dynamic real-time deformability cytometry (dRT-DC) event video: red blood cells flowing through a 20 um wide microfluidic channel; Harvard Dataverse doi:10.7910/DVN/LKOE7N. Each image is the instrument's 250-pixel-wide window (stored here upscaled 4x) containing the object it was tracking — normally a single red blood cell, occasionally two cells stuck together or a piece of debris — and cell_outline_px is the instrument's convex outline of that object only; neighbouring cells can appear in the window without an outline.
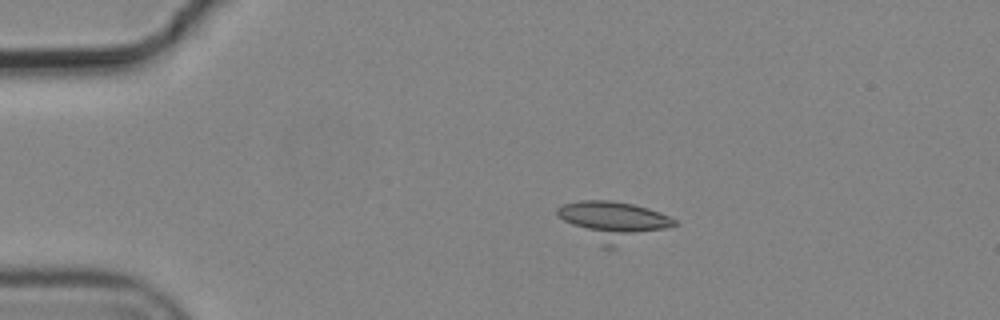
{"species": "common noctule bat (a hibernating species)", "species_latin": "Nyctalus noctula", "temperature_condition": "cold", "stored_images_in_passage": 7, "camera_frame_rate_fps": 3000, "um_per_image_px": 0.085, "animal": {"sex": "male", "body_mass_g": 19.2, "forearm_length_mm": 51.8}, "frame": {"image": 1, "passage_image": 4, "time_ms": 1.0, "image_size_px": [1000, 320], "cell_outline_px": [[676, 224], [616, 248], [600, 248], [564, 220], [556, 212], [556, 208], [564, 204], [580, 200], [612, 200], [632, 204], [648, 208], [660, 212], [676, 220]], "centroid_in_image_um": [52.11, 18.81], "position_along_channel_um": 32.9, "area_um2": 26.65}}
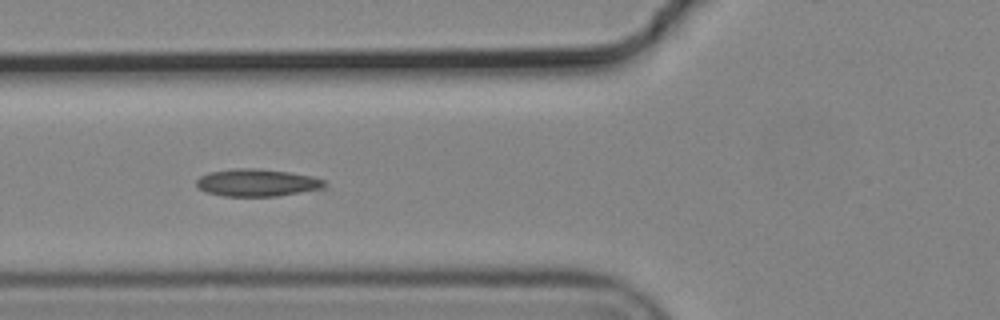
{"frame": {"image": 2, "passage_image": 7, "time_ms": 2.0, "image_size_px": [1000, 320], "cell_outline_px": [[328, 184], [324, 188], [276, 196], [224, 196], [204, 192], [196, 188], [196, 180], [200, 176], [208, 172], [236, 168], [260, 168], [288, 172], [312, 176], [324, 180]], "centroid_in_image_um": [21.81, 15.52], "position_along_channel_um": 104.0, "area_um2": 20.63}}